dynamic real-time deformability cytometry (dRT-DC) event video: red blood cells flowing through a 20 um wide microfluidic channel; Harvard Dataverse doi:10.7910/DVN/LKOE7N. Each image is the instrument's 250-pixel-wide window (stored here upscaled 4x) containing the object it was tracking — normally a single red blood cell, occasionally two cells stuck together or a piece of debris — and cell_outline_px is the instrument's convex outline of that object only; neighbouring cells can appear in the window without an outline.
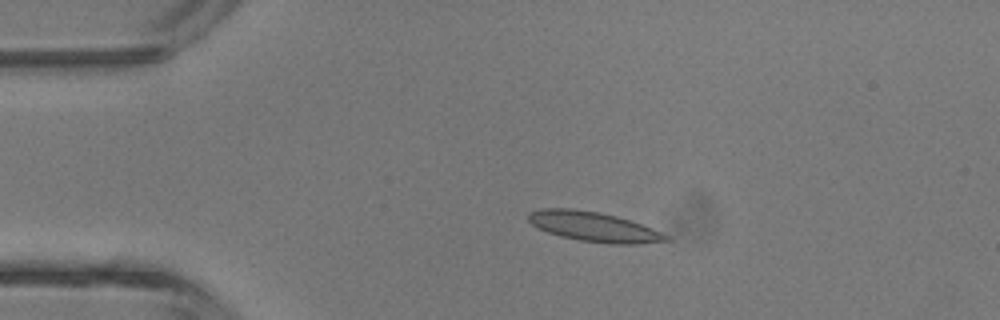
{"species": "common noctule bat (a hibernating species)", "species_latin": "Nyctalus noctula", "temperature_condition": "room temperature", "stored_images_in_passage": 4, "camera_frame_rate_fps": 3000, "um_per_image_px": 0.085, "animal": {"sex": "male", "body_mass_g": 13.3}, "frame": {"image": 1, "passage_image": 3, "time_ms": 2.333, "image_size_px": [1000, 320], "cell_outline_px": [[672, 240], [636, 244], [612, 244], [580, 240], [560, 236], [536, 228], [528, 220], [528, 212], [540, 208], [572, 208], [600, 212], [616, 216], [652, 228], [668, 236]], "centroid_in_image_um": [50.42, 19.26], "position_along_channel_um": 34.6, "area_um2": 23.81}}